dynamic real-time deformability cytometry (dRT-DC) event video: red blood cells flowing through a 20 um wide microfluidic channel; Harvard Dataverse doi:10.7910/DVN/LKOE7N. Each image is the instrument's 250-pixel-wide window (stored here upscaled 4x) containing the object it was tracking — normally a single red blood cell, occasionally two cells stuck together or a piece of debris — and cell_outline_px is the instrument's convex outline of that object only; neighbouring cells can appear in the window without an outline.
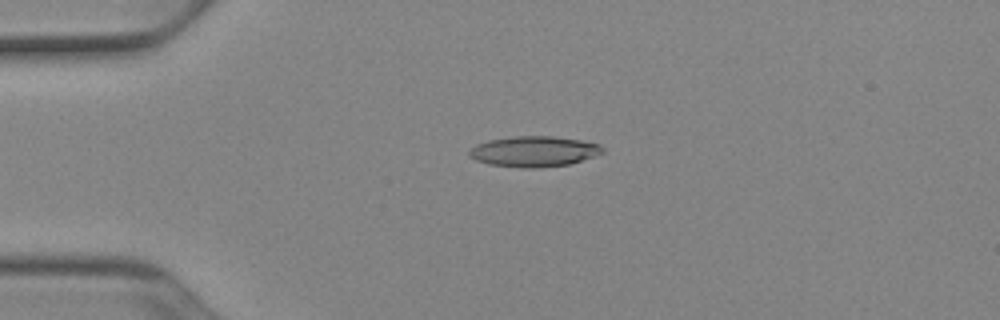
{"species": "Egyptian fruit bat (a non-hibernating species)", "species_latin": "Rousettus aegyptiacus", "temperature_condition": "cold", "stored_images_in_passage": 51, "camera_frame_rate_fps": 3000, "um_per_image_px": 0.085, "animal": {"sex": "female"}, "frame": {"image": 1, "passage_image": 12, "time_ms": 3.667, "image_size_px": [1000, 320], "cell_outline_px": [[604, 152], [568, 164], [536, 168], [524, 168], [488, 164], [476, 160], [468, 156], [468, 152], [476, 144], [488, 140], [516, 136], [552, 136], [580, 140], [600, 144], [604, 148]], "centroid_in_image_um": [45.35, 12.87], "position_along_channel_um": 39.6, "area_um2": 23.58}}
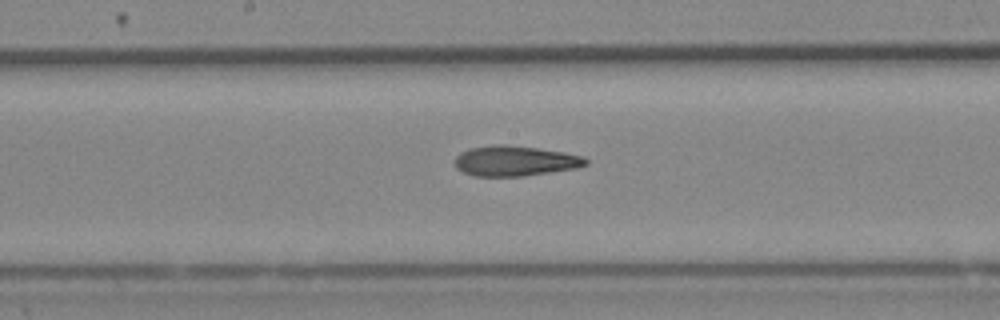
{"frame": {"image": 2, "passage_image": 27, "time_ms": 8.667, "image_size_px": [1000, 320], "cell_outline_px": [[588, 164], [576, 168], [524, 176], [472, 176], [456, 168], [456, 156], [460, 152], [468, 148], [496, 144], [504, 144], [536, 148], [564, 152], [584, 156], [588, 160]], "centroid_in_image_um": [43.77, 13.67], "position_along_channel_um": 204.4, "area_um2": 23.12}}
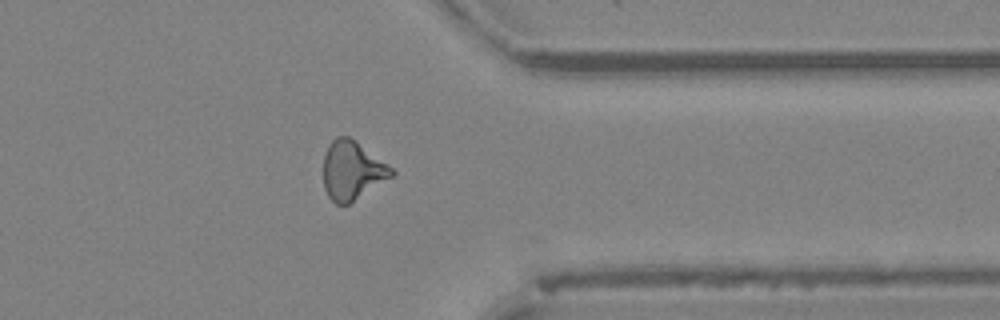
{"frame": {"image": 3, "passage_image": 41, "time_ms": 13.333, "image_size_px": [1000, 320], "cell_outline_px": [[396, 172], [392, 176], [348, 204], [336, 204], [328, 196], [324, 188], [324, 156], [328, 144], [336, 136], [348, 136], [356, 140], [392, 168]], "centroid_in_image_um": [29.91, 14.46], "position_along_channel_um": 381.5, "area_um2": 23.06}, "authors_computed_cell_mechanics": {"area_um2": 23.0622, "velocity_mm_per_s": 3.9407, "shape_relaxation_time_tau1_ms": 5.8252, "shape_relaxation_time_tau2_ms": 4.7221, "deformation_change_tau1": 0.1847, "deformation_change_tau2": 0.1481}}